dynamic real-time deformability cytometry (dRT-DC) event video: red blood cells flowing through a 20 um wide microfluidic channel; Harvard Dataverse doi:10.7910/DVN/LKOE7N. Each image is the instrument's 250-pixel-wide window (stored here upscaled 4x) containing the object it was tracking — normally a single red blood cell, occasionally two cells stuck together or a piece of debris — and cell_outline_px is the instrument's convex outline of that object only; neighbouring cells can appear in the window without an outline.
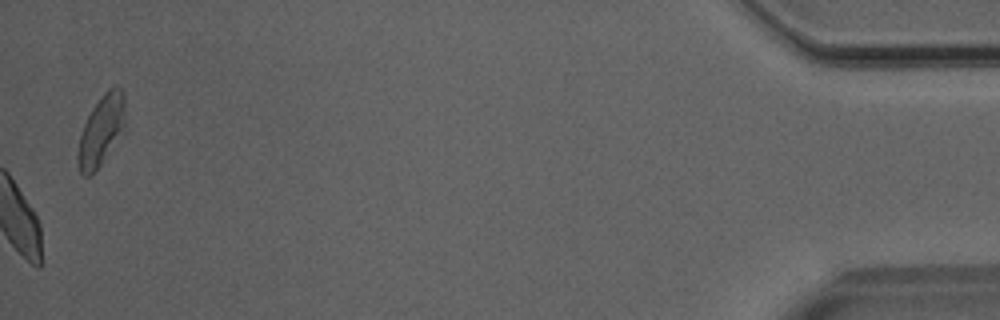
{"species": "Egyptian fruit bat (a non-hibernating species)", "species_latin": "Rousettus aegyptiacus", "temperature_condition": "room temperature", "stored_images_in_passage": 38, "camera_frame_rate_fps": 3000, "um_per_image_px": 0.085, "animal": {"sex": "male"}, "frame": {"image": 1, "passage_image": 38, "time_ms": 12.333, "image_size_px": [1000, 320], "cell_outline_px": [[124, 128], [100, 164], [88, 176], [84, 176], [80, 172], [76, 156], [80, 136], [84, 124], [92, 108], [104, 92], [108, 88], [116, 84], [124, 92]], "centroid_in_image_um": [8.59, 11.03], "position_along_channel_um": 426.6, "area_um2": 18.9}}